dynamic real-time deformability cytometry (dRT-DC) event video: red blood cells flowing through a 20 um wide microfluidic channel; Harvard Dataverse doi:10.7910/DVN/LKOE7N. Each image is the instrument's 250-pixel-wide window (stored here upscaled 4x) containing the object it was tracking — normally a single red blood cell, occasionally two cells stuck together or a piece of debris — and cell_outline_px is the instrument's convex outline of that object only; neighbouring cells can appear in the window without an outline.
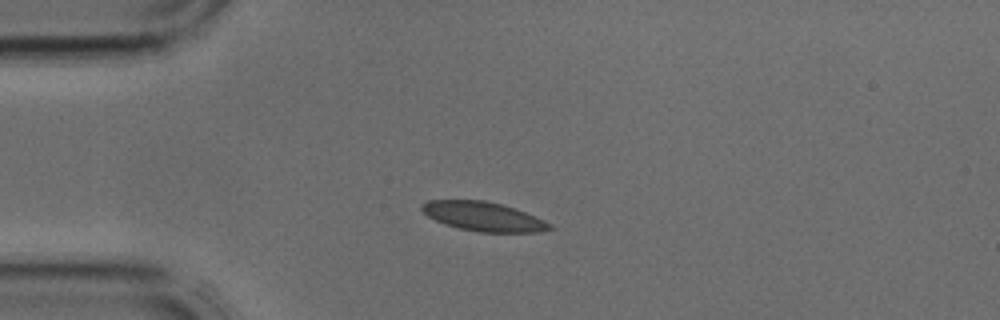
{"species": "common noctule bat (a hibernating species)", "species_latin": "Nyctalus noctula", "temperature_condition": "cold", "stored_images_in_passage": 3, "camera_frame_rate_fps": 3000, "um_per_image_px": 0.085, "animal": {"sex": "male", "body_mass_g": 17.9, "forearm_length_mm": 54.2}, "frame": {"image": 1, "passage_image": 3, "time_ms": 0.667, "image_size_px": [1000, 320], "cell_outline_px": [[556, 228], [540, 232], [480, 232], [460, 228], [436, 220], [428, 216], [420, 208], [420, 204], [428, 200], [484, 200], [516, 208], [544, 220], [552, 224]], "centroid_in_image_um": [41.13, 18.4], "position_along_channel_um": 43.9, "area_um2": 21.68}}